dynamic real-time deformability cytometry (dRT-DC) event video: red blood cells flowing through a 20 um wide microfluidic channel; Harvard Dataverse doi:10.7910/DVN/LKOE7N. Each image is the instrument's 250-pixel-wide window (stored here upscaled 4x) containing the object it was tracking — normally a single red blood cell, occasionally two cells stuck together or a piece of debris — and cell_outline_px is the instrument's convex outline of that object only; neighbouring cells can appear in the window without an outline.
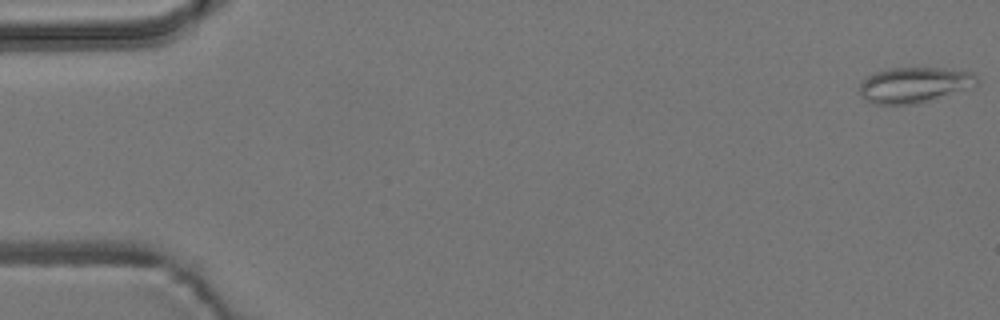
{"species": "common noctule bat (a hibernating species)", "species_latin": "Nyctalus noctula", "temperature_condition": "room temperature", "stored_images_in_passage": 5, "camera_frame_rate_fps": 3000, "um_per_image_px": 0.085, "animal": {"sex": "male", "body_mass_g": 19.2, "forearm_length_mm": 51.8}, "frame": {"image": 1, "passage_image": 1, "time_ms": 0.0, "image_size_px": [1000, 320], "cell_outline_px": [[976, 84], [916, 104], [872, 104], [864, 100], [860, 96], [860, 80], [876, 72], [888, 68], [944, 68], [972, 72], [976, 76]], "centroid_in_image_um": [77.59, 7.21], "position_along_channel_um": 7.4, "area_um2": 23.87}}